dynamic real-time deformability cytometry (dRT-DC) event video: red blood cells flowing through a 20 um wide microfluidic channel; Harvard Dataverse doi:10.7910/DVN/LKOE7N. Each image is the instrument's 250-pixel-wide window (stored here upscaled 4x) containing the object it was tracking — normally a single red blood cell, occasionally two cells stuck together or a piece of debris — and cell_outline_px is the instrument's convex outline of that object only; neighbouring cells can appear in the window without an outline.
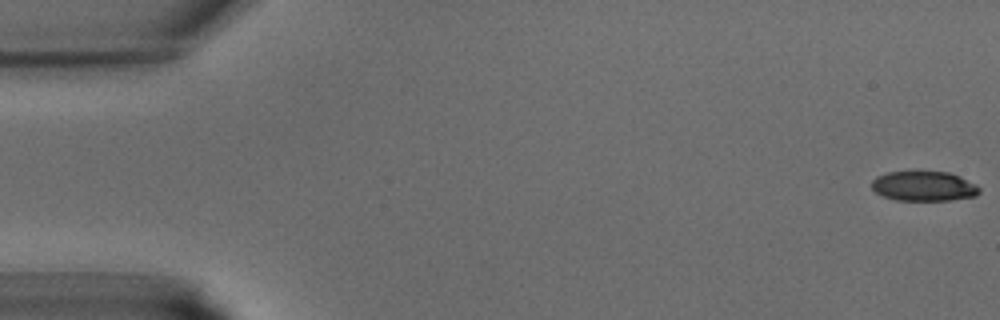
{"species": "common noctule bat (a hibernating species)", "species_latin": "Nyctalus noctula", "temperature_condition": "warm", "stored_images_in_passage": 11, "camera_frame_rate_fps": 3000, "um_per_image_px": 0.085, "animal": {"sex": "male", "body_mass_g": 15.6}, "frame": {"image": 1, "passage_image": 1, "time_ms": 0.0, "image_size_px": [1000, 320], "cell_outline_px": [[980, 192], [976, 196], [948, 200], [896, 200], [884, 196], [876, 192], [872, 188], [872, 180], [876, 176], [888, 172], [948, 172], [960, 176], [976, 184], [980, 188]], "centroid_in_image_um": [78.54, 15.82], "position_along_channel_um": 6.5, "area_um2": 18.61}}
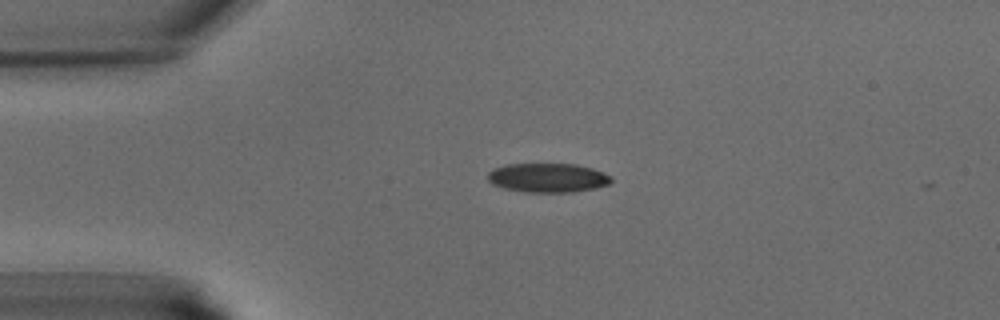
{"frame": {"image": 2, "passage_image": 10, "time_ms": 3.0, "image_size_px": [1000, 320], "cell_outline_px": [[612, 180], [608, 184], [596, 188], [572, 192], [524, 192], [504, 188], [492, 184], [488, 180], [488, 172], [492, 168], [504, 164], [576, 164], [592, 168], [612, 176]], "centroid_in_image_um": [46.54, 15.1], "position_along_channel_um": 38.5, "area_um2": 21.1}}